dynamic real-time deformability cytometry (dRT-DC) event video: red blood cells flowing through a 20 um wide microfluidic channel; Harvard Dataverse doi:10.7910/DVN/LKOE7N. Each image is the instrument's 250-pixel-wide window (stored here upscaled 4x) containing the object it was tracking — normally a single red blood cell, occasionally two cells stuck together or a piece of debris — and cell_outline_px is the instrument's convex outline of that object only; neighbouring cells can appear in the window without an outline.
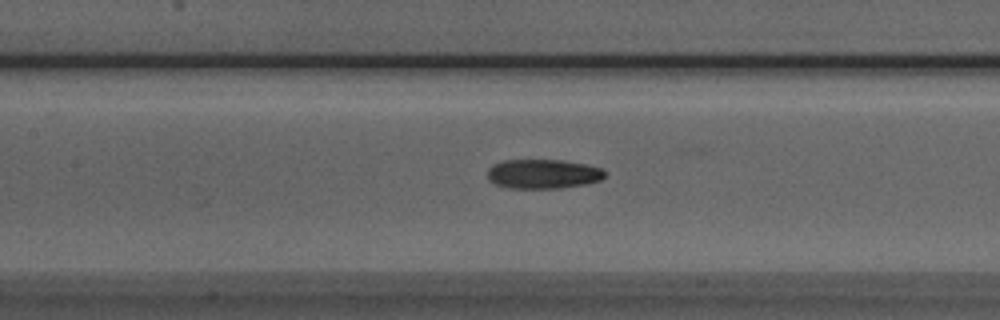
{"species": "Egyptian fruit bat (a non-hibernating species)", "species_latin": "Rousettus aegyptiacus", "temperature_condition": "room temperature", "stored_images_in_passage": 44, "camera_frame_rate_fps": 3000, "um_per_image_px": 0.085, "animal": {"sex": "male"}, "frame": {"image": 1, "passage_image": 18, "time_ms": 5.667, "image_size_px": [1000, 320], "cell_outline_px": [[604, 176], [600, 180], [584, 184], [560, 188], [508, 188], [492, 184], [488, 180], [488, 168], [492, 164], [504, 160], [564, 160], [584, 164], [600, 168], [604, 172]], "centroid_in_image_um": [46.08, 14.78], "position_along_channel_um": 161.3, "area_um2": 20.11}}
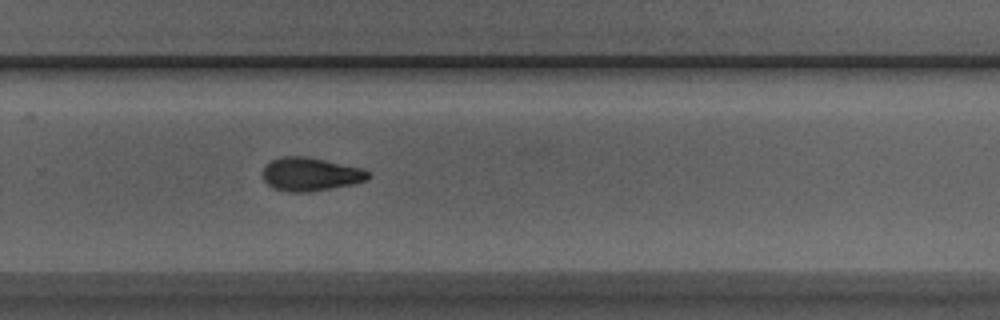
{"frame": {"image": 2, "passage_image": 29, "time_ms": 9.333, "image_size_px": [1000, 320], "cell_outline_px": [[372, 176], [368, 180], [352, 184], [332, 188], [308, 192], [288, 192], [272, 188], [264, 180], [264, 164], [280, 156], [304, 156], [364, 168]], "centroid_in_image_um": [26.4, 14.81], "position_along_channel_um": 303.4, "area_um2": 20.63}}
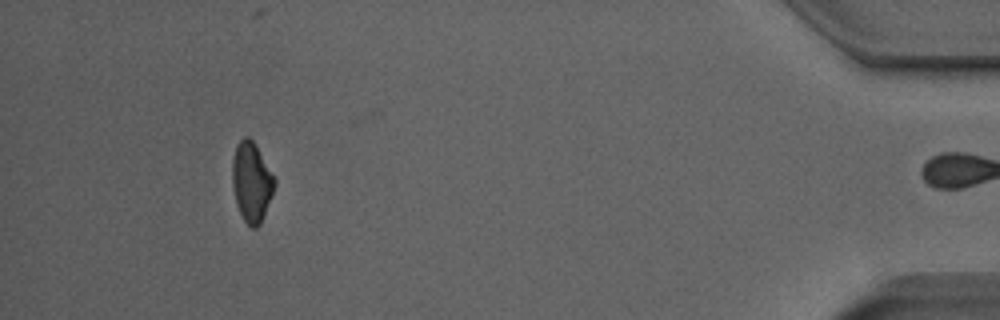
{"frame": {"image": 3, "passage_image": 43, "time_ms": 14.0, "image_size_px": [1000, 320], "cell_outline_px": [[276, 184], [264, 216], [260, 224], [256, 228], [252, 228], [244, 220], [236, 204], [232, 184], [232, 160], [236, 144], [244, 136], [248, 136], [256, 144], [276, 176]], "centroid_in_image_um": [21.4, 15.43], "position_along_channel_um": 413.8, "area_um2": 20.0}, "authors_computed_cell_mechanics": {"area_um2": 20.2589, "velocity_mm_per_s": 3.8932, "shape_relaxation_time_tau1_ms": 4.2909, "shape_relaxation_time_tau2_ms": 4.0519, "deformation_change_tau1": 0.1619, "deformation_change_tau2": 0.104}}